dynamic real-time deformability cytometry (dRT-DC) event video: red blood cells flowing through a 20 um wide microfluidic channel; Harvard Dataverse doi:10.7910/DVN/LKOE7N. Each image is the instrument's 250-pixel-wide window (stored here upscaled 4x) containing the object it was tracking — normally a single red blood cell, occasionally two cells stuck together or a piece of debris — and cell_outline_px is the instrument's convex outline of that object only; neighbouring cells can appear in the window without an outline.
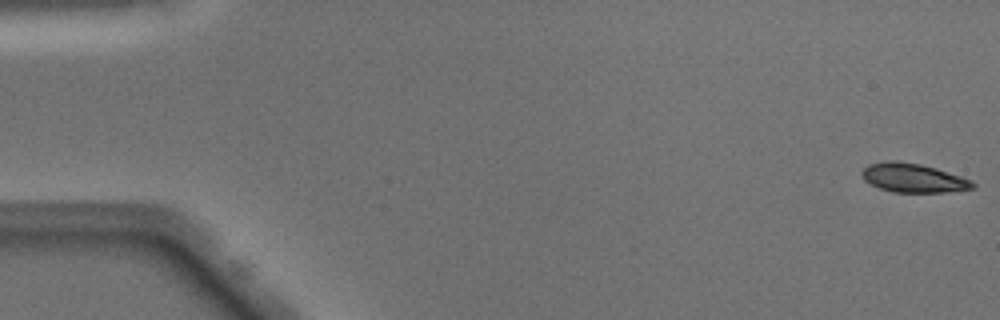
{"species": "Egyptian fruit bat (a non-hibernating species)", "species_latin": "Rousettus aegyptiacus", "temperature_condition": "warm", "stored_images_in_passage": 51, "segment_of_instrument_passage": [1, 2], "camera_frame_rate_fps": 3000, "um_per_image_px": 0.085, "animal": {"sex": "male"}, "frame": {"image": 1, "passage_image": 1, "time_ms": 0.0, "image_size_px": [1000, 320], "cell_outline_px": [[976, 188], [944, 192], [892, 192], [880, 188], [864, 180], [864, 168], [872, 164], [920, 164], [936, 168], [972, 180], [976, 184]], "centroid_in_image_um": [77.76, 15.19], "position_along_channel_um": 7.2, "area_um2": 17.63}}
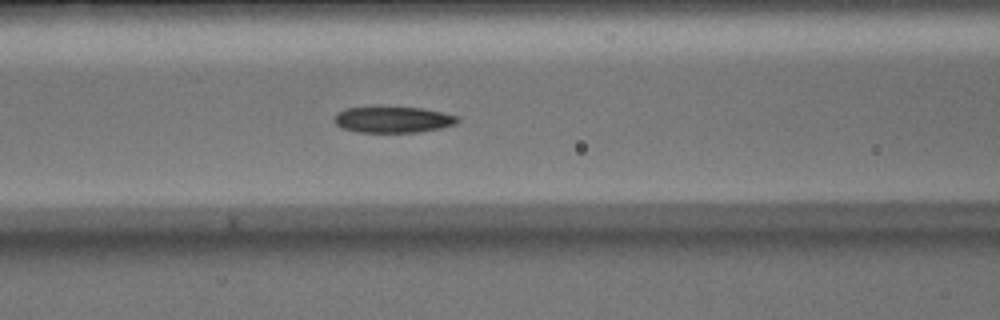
{"frame": {"image": 2, "passage_image": 21, "time_ms": 6.667, "image_size_px": [1000, 320], "cell_outline_px": [[460, 120], [456, 124], [440, 128], [416, 132], [356, 132], [340, 128], [332, 120], [336, 112], [344, 108], [420, 108], [444, 112], [460, 116]], "centroid_in_image_um": [33.39, 10.18], "position_along_channel_um": 133.2, "area_um2": 18.79}}
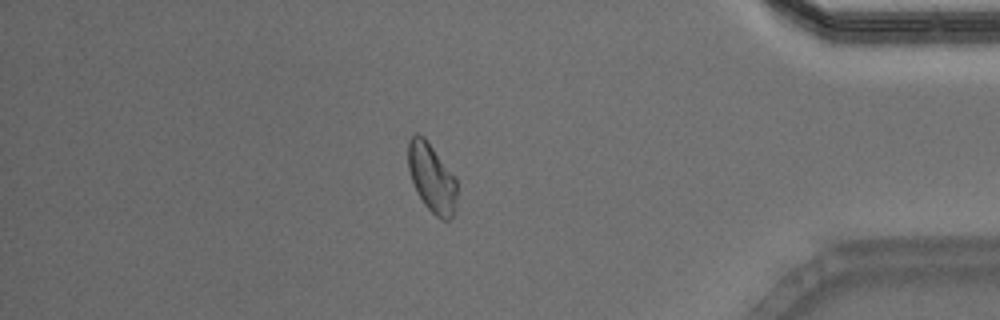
{"frame": {"image": 3, "passage_image": 43, "time_ms": 14.0, "image_size_px": [1000, 320], "cell_outline_px": [[456, 208], [452, 216], [448, 220], [444, 220], [436, 216], [424, 204], [412, 180], [408, 168], [408, 140], [416, 132], [424, 136], [456, 176]], "centroid_in_image_um": [36.71, 15.08], "position_along_channel_um": 398.5, "area_um2": 19.59}}